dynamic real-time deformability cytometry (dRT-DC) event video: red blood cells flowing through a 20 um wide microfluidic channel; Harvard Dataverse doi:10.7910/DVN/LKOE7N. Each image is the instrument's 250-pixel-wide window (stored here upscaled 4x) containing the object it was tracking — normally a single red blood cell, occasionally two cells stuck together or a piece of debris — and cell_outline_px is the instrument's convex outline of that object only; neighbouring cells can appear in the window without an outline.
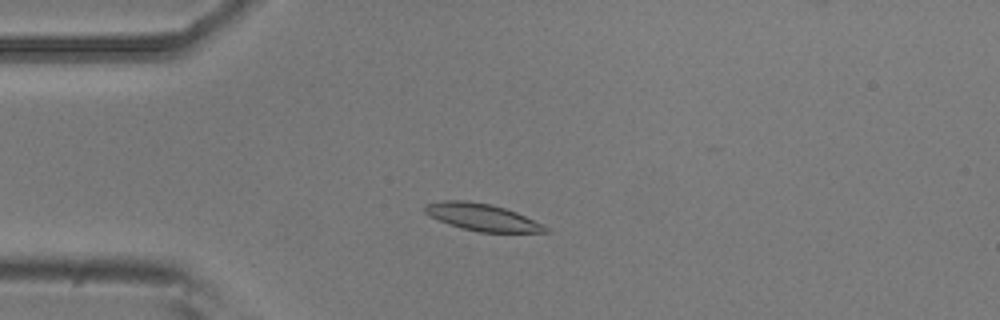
{"species": "common noctule bat (a hibernating species)", "species_latin": "Nyctalus noctula", "temperature_condition": "room temperature", "stored_images_in_passage": 44, "camera_frame_rate_fps": 3000, "um_per_image_px": 0.085, "animal": {"sex": "male", "body_mass_g": 20.5, "forearm_length_mm": 52.5}, "frame": {"image": 1, "passage_image": 11, "time_ms": 3.333, "image_size_px": [1000, 320], "cell_outline_px": [[552, 232], [480, 232], [448, 224], [424, 212], [424, 204], [444, 200], [464, 200], [492, 204], [516, 212], [548, 228]], "centroid_in_image_um": [40.95, 18.45], "position_along_channel_um": 44.0, "area_um2": 18.67}}
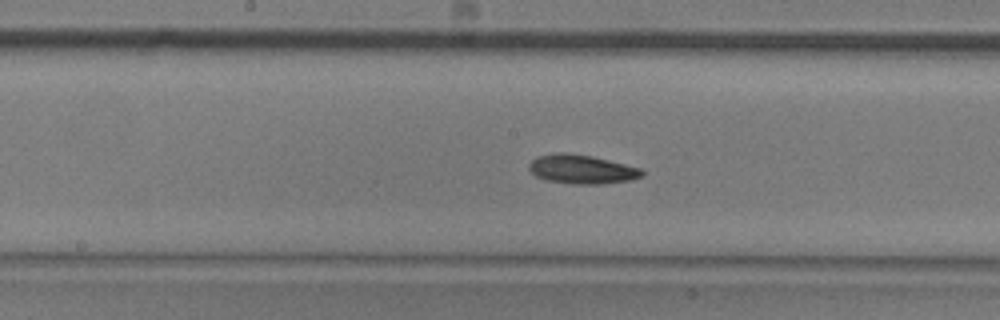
{"frame": {"image": 2, "passage_image": 25, "time_ms": 8.0, "image_size_px": [1000, 320], "cell_outline_px": [[644, 176], [632, 180], [600, 184], [572, 184], [544, 180], [536, 176], [528, 168], [528, 164], [532, 160], [540, 156], [556, 152], [564, 152], [592, 156], [640, 168], [644, 172]], "centroid_in_image_um": [49.45, 14.4], "position_along_channel_um": 198.8, "area_um2": 19.13}}
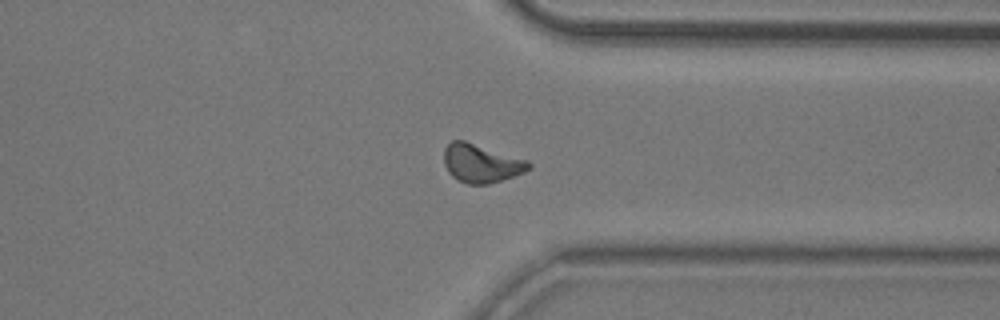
{"frame": {"image": 3, "passage_image": 39, "time_ms": 12.667, "image_size_px": [1000, 320], "cell_outline_px": [[532, 168], [524, 172], [488, 184], [468, 184], [456, 180], [448, 172], [444, 164], [444, 148], [452, 140], [464, 140], [528, 160], [532, 164]], "centroid_in_image_um": [40.89, 13.88], "position_along_channel_um": 370.5, "area_um2": 19.02}, "authors_computed_cell_mechanics": {"area_um2": 18.4382, "velocity_mm_per_s": 3.7203, "shape_relaxation_time_tau1_ms": 8.1674, "shape_relaxation_time_tau2_ms": 5.9996, "deformation_change_tau1": 0.1743, "deformation_change_tau2": 0.1441}}